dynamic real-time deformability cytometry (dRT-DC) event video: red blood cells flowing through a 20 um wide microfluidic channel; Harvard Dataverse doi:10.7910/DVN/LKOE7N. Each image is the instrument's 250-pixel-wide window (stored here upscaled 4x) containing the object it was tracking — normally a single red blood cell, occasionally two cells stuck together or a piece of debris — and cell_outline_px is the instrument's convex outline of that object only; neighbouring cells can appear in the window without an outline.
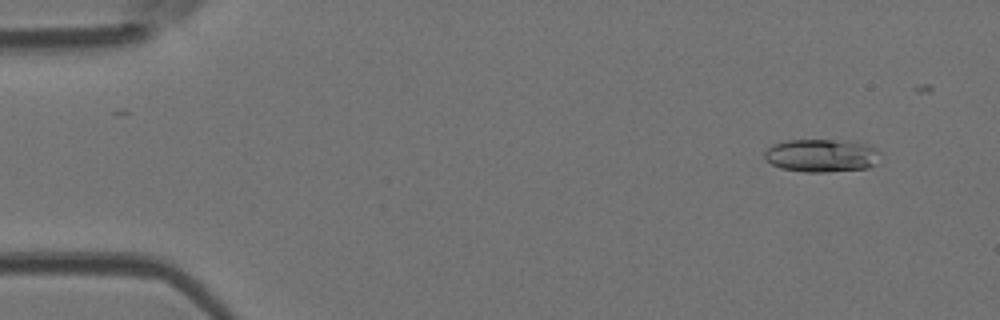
{"species": "Egyptian fruit bat (a non-hibernating species)", "species_latin": "Rousettus aegyptiacus", "temperature_condition": "room temperature", "stored_images_in_passage": 36, "camera_frame_rate_fps": 3000, "um_per_image_px": 0.085, "animal": {"sex": "female"}, "frame": {"image": 1, "passage_image": 1, "time_ms": 0.0, "image_size_px": [1000, 320], "cell_outline_px": [[880, 152], [876, 164], [868, 168], [824, 172], [804, 172], [780, 168], [764, 160], [764, 152], [772, 144], [788, 140], [856, 140], [868, 144], [876, 148]], "centroid_in_image_um": [69.85, 13.21], "position_along_channel_um": 15.2, "area_um2": 22.66}}
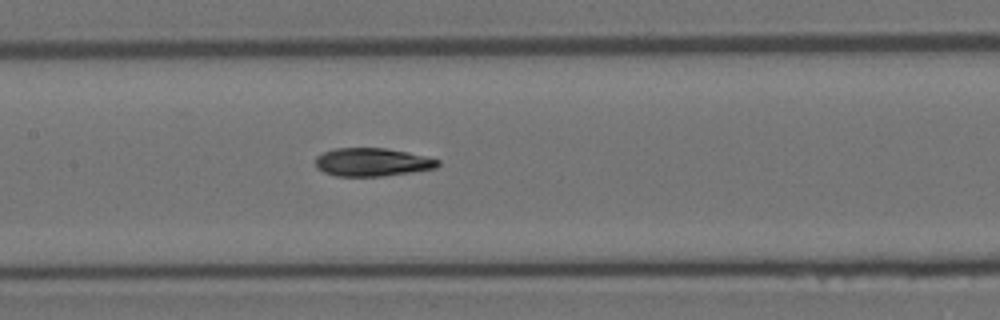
{"frame": {"image": 2, "passage_image": 20, "time_ms": 6.333, "image_size_px": [1000, 320], "cell_outline_px": [[440, 164], [436, 168], [412, 172], [384, 176], [336, 176], [324, 172], [316, 168], [316, 156], [324, 152], [336, 148], [384, 148], [408, 152], [440, 160]], "centroid_in_image_um": [31.64, 13.78], "position_along_channel_um": 175.8, "area_um2": 20.11}}
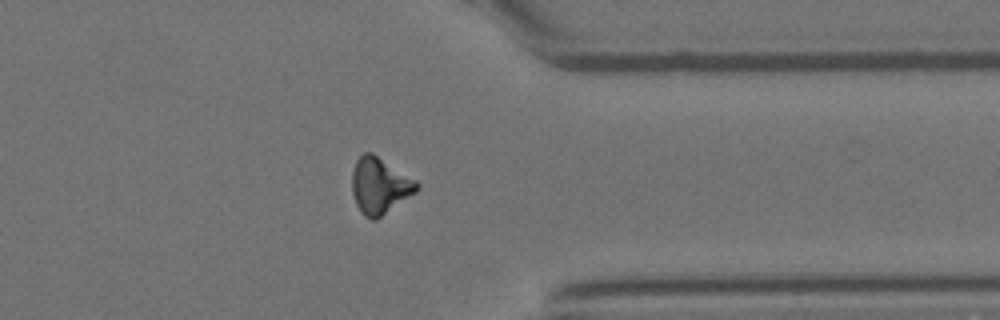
{"frame": {"image": 3, "passage_image": 35, "time_ms": 11.333, "image_size_px": [1000, 320], "cell_outline_px": [[420, 188], [416, 192], [376, 220], [372, 220], [364, 216], [356, 204], [352, 192], [352, 172], [356, 160], [364, 152], [372, 152], [416, 180], [420, 184]], "centroid_in_image_um": [32.27, 15.78], "position_along_channel_um": 379.1, "area_um2": 21.21}}